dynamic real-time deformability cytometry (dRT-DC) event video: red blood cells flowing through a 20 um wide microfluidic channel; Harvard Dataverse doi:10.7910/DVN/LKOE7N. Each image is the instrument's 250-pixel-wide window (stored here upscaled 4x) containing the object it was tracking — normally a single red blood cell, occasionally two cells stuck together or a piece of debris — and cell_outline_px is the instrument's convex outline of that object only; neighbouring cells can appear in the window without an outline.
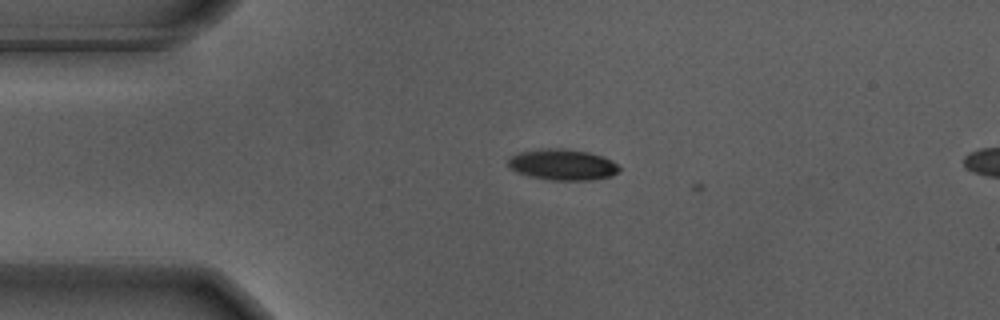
{"species": "Egyptian fruit bat (a non-hibernating species)", "species_latin": "Rousettus aegyptiacus", "temperature_condition": "warm", "stored_images_in_passage": 2, "camera_frame_rate_fps": 3000, "um_per_image_px": 0.085, "animal": {"sex": "male"}, "frame": {"image": 1, "passage_image": 1, "time_ms": 0.0, "image_size_px": [1000, 320], "cell_outline_px": [[620, 168], [612, 176], [592, 180], [552, 180], [528, 176], [516, 172], [508, 164], [508, 160], [512, 156], [520, 152], [540, 148], [564, 148], [588, 152], [612, 160]], "centroid_in_image_um": [47.81, 13.99], "position_along_channel_um": 37.2, "area_um2": 20.0}}